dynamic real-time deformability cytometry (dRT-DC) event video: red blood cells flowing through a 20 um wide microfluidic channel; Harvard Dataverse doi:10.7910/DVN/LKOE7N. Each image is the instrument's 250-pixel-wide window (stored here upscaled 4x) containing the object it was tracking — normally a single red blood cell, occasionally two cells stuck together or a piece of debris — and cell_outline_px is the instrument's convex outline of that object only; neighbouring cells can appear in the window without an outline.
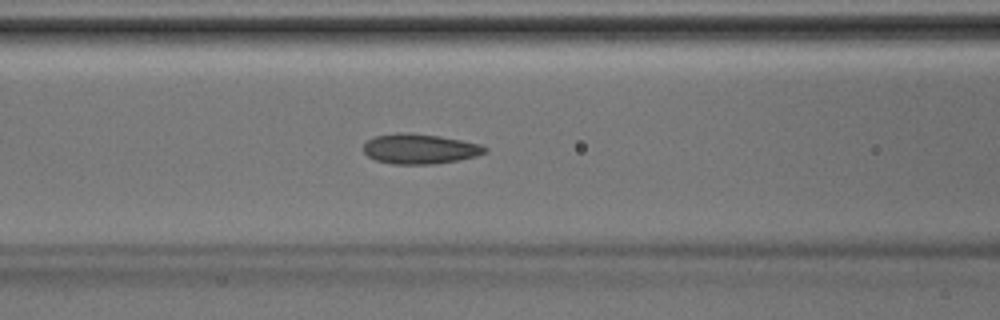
{"species": "Egyptian fruit bat (a non-hibernating species)", "species_latin": "Rousettus aegyptiacus", "temperature_condition": "room temperature", "stored_images_in_passage": 42, "camera_frame_rate_fps": 3000, "um_per_image_px": 0.085, "animal": {"sex": "male"}, "frame": {"image": 1, "passage_image": 17, "time_ms": 5.333, "image_size_px": [1000, 320], "cell_outline_px": [[488, 152], [476, 156], [436, 164], [392, 164], [376, 160], [368, 156], [364, 152], [364, 144], [368, 140], [376, 136], [400, 132], [408, 132], [440, 136], [480, 144], [488, 148]], "centroid_in_image_um": [35.69, 12.65], "position_along_channel_um": 130.9, "area_um2": 21.21}}
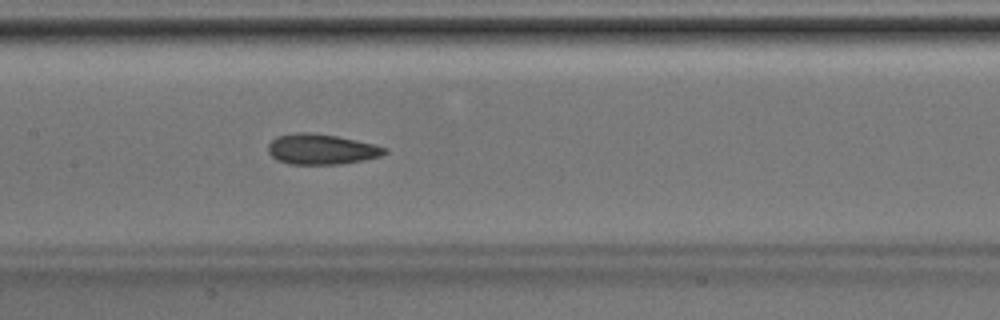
{"frame": {"image": 2, "passage_image": 20, "time_ms": 6.333, "image_size_px": [1000, 320], "cell_outline_px": [[388, 152], [380, 156], [364, 160], [340, 164], [288, 164], [276, 160], [268, 152], [268, 144], [276, 136], [296, 132], [312, 132], [336, 136], [376, 144], [388, 148]], "centroid_in_image_um": [27.32, 12.68], "position_along_channel_um": 180.1, "area_um2": 20.87}}
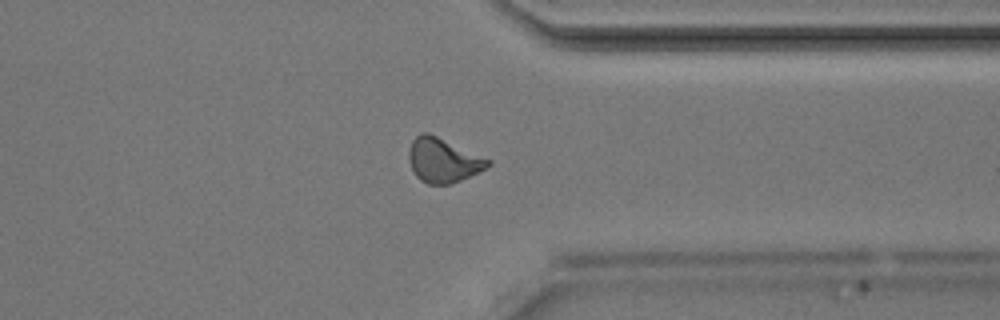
{"frame": {"image": 3, "passage_image": 32, "time_ms": 10.333, "image_size_px": [1000, 320], "cell_outline_px": [[492, 164], [460, 180], [448, 184], [428, 184], [420, 180], [416, 176], [408, 160], [408, 152], [412, 140], [420, 132], [428, 132], [492, 160]], "centroid_in_image_um": [37.63, 13.6], "position_along_channel_um": 373.8, "area_um2": 20.29}}